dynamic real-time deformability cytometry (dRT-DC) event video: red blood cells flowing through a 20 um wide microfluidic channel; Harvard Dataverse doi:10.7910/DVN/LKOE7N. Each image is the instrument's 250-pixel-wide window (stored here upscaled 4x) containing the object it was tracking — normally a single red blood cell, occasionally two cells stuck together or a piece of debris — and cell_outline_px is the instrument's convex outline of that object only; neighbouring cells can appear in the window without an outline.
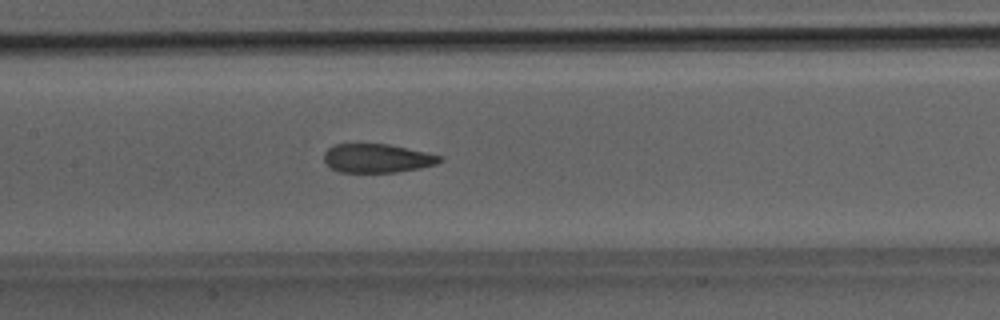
{"species": "Egyptian fruit bat (a non-hibernating species)", "species_latin": "Rousettus aegyptiacus", "temperature_condition": "room temperature", "stored_images_in_passage": 24, "camera_frame_rate_fps": 3000, "um_per_image_px": 0.085, "animal": {"sex": "male"}, "frame": {"image": 1, "passage_image": 8, "time_ms": 2.333, "image_size_px": [1000, 320], "cell_outline_px": [[444, 160], [436, 164], [420, 168], [396, 172], [340, 172], [332, 168], [324, 160], [324, 152], [328, 148], [336, 144], [388, 144], [444, 156]], "centroid_in_image_um": [32.09, 13.45], "position_along_channel_um": 175.3, "area_um2": 19.36}}
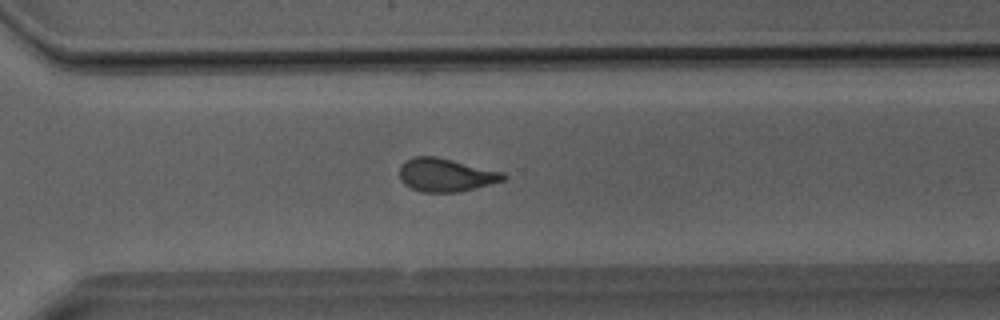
{"frame": {"image": 2, "passage_image": 17, "time_ms": 5.333, "image_size_px": [1000, 320], "cell_outline_px": [[508, 176], [504, 180], [460, 192], [424, 192], [412, 188], [404, 184], [400, 180], [400, 164], [404, 160], [412, 156], [436, 156], [504, 172]], "centroid_in_image_um": [37.87, 14.86], "position_along_channel_um": 332.7, "area_um2": 20.23}}